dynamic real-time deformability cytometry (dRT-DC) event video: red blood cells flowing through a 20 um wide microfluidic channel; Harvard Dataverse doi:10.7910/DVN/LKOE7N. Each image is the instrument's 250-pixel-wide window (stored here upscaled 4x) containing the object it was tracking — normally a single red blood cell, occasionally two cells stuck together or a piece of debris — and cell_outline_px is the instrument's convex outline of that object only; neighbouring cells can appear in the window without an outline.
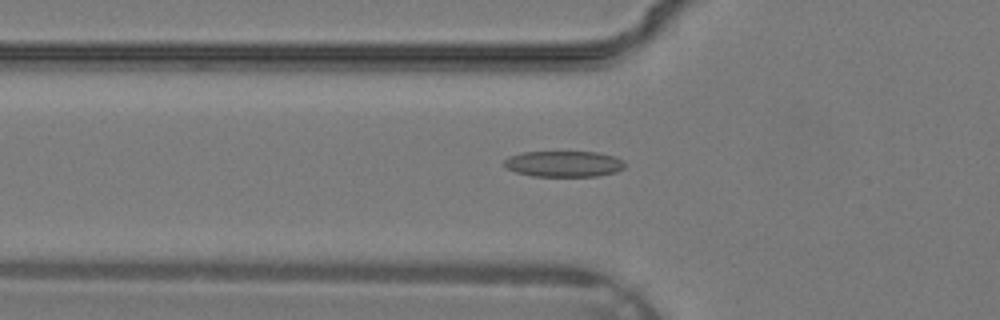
{"species": "common noctule bat (a hibernating species)", "species_latin": "Nyctalus noctula", "temperature_condition": "warm", "stored_images_in_passage": 36, "camera_frame_rate_fps": 3000, "um_per_image_px": 0.085, "animal": {"sex": "male", "body_mass_g": 19.2, "forearm_length_mm": 51.8}, "frame": {"image": 1, "passage_image": 13, "time_ms": 4.0, "image_size_px": [1000, 320], "cell_outline_px": [[624, 168], [616, 172], [596, 176], [532, 176], [516, 172], [504, 168], [500, 164], [508, 156], [520, 152], [596, 152], [612, 156], [624, 160]], "centroid_in_image_um": [47.84, 13.93], "position_along_channel_um": 78.0, "area_um2": 18.44}}
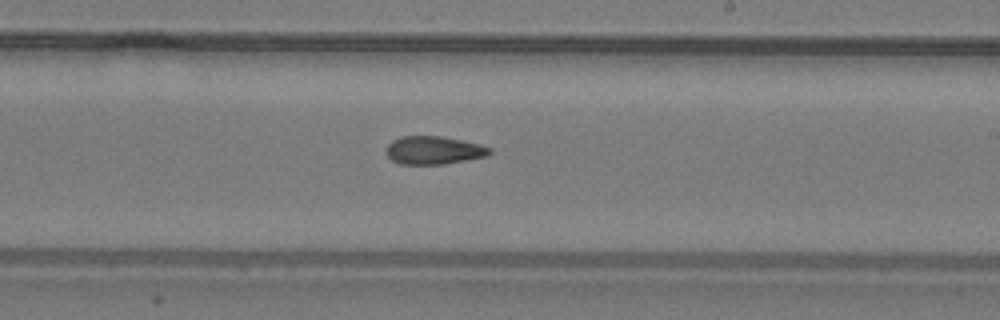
{"frame": {"image": 2, "passage_image": 22, "time_ms": 7.0, "image_size_px": [1000, 320], "cell_outline_px": [[492, 152], [488, 156], [444, 164], [400, 164], [392, 160], [384, 152], [388, 144], [392, 140], [400, 136], [440, 136], [480, 144], [492, 148]], "centroid_in_image_um": [36.86, 12.77], "position_along_channel_um": 252.1, "area_um2": 17.05}}
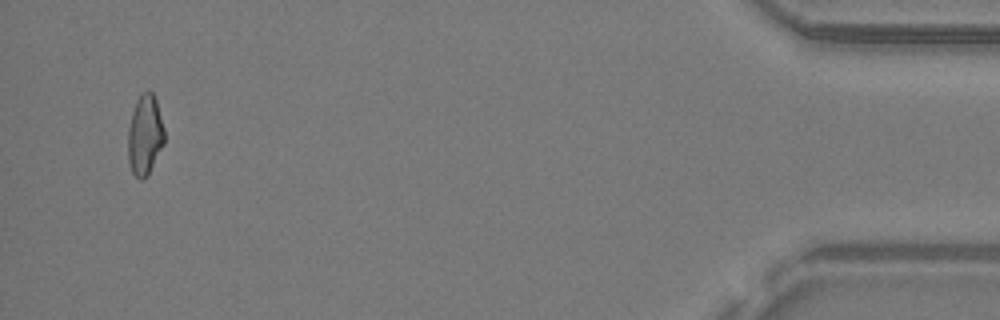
{"frame": {"image": 3, "passage_image": 35, "time_ms": 11.333, "image_size_px": [1000, 320], "cell_outline_px": [[164, 144], [148, 176], [144, 180], [140, 180], [132, 172], [128, 160], [128, 128], [132, 112], [136, 100], [140, 92], [148, 88], [152, 92], [156, 100], [164, 128]], "centroid_in_image_um": [12.31, 11.46], "position_along_channel_um": 422.9, "area_um2": 17.34}}